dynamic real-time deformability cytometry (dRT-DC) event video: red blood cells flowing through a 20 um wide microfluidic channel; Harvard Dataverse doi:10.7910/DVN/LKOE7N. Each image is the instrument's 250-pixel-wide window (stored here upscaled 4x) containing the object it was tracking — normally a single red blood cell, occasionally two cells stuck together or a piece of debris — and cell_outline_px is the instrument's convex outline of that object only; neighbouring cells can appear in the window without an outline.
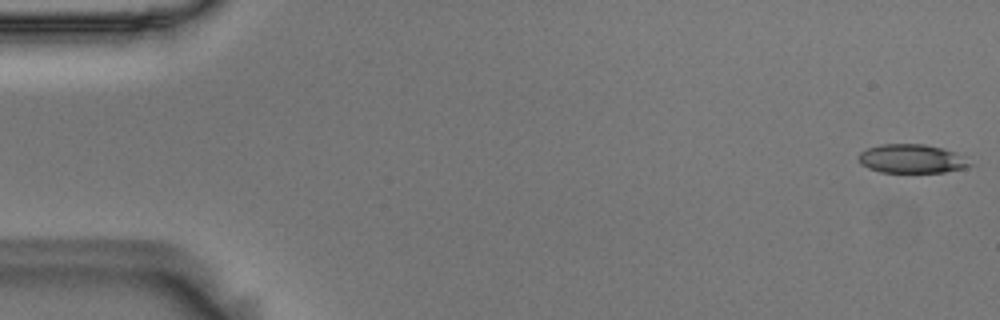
{"species": "Egyptian fruit bat (a non-hibernating species)", "species_latin": "Rousettus aegyptiacus", "temperature_condition": "room temperature", "stored_images_in_passage": 13, "camera_frame_rate_fps": 3000, "um_per_image_px": 0.085, "animal": {"sex": "male"}, "frame": {"image": 1, "passage_image": 1, "time_ms": 0.0, "image_size_px": [1000, 320], "cell_outline_px": [[972, 164], [968, 168], [944, 172], [880, 172], [868, 168], [860, 164], [856, 156], [860, 152], [868, 148], [880, 144], [924, 144], [944, 148], [956, 152]], "centroid_in_image_um": [77.47, 13.49], "position_along_channel_um": 7.5, "area_um2": 18.84}}